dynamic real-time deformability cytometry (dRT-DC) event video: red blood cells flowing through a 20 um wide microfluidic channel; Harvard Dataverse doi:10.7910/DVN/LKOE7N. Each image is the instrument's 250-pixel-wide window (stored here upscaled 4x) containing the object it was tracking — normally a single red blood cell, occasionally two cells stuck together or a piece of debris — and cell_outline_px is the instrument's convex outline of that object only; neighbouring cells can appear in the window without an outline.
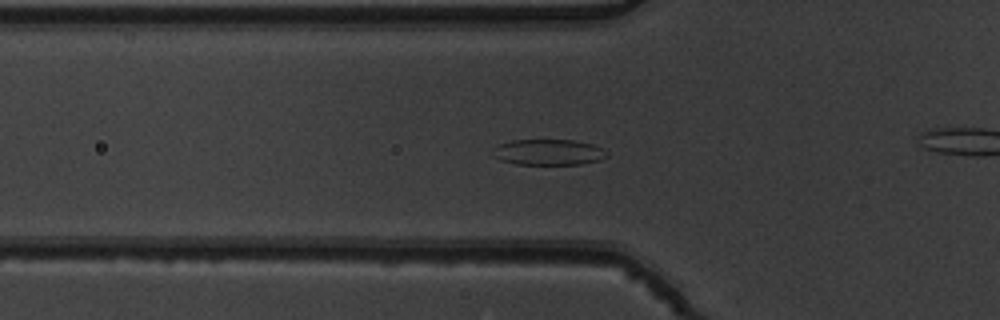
{"species": "common noctule bat (a hibernating species)", "species_latin": "Nyctalus noctula", "temperature_condition": "warm", "stored_images_in_passage": 39, "camera_frame_rate_fps": 3000, "um_per_image_px": 0.085, "animal": {"sex": "male", "body_mass_g": 19.5, "forearm_length_mm": 54.6}, "frame": {"image": 1, "passage_image": 4, "time_ms": 1.0, "image_size_px": [1000, 320], "cell_outline_px": [[608, 156], [600, 160], [580, 164], [516, 164], [500, 160], [492, 156], [488, 152], [492, 148], [500, 144], [512, 140], [572, 140], [592, 144], [608, 152]], "centroid_in_image_um": [46.55, 12.94], "position_along_channel_um": 79.2, "area_um2": 17.28}}
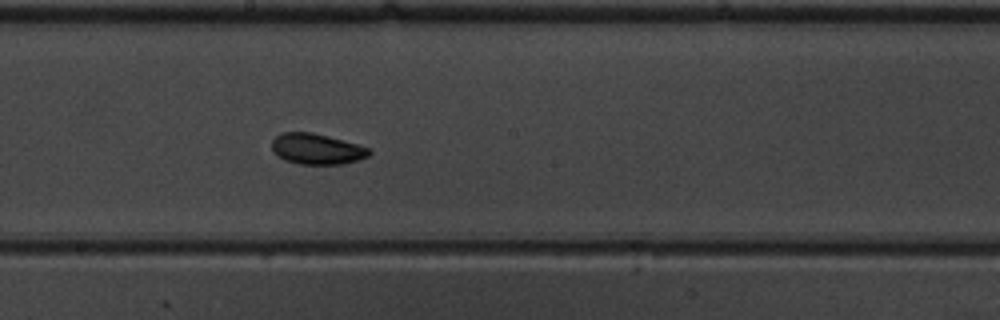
{"frame": {"image": 2, "passage_image": 15, "time_ms": 4.667, "image_size_px": [1000, 320], "cell_outline_px": [[372, 152], [368, 156], [360, 160], [344, 164], [300, 164], [284, 160], [272, 152], [272, 140], [280, 132], [312, 132], [328, 136], [356, 144], [368, 148]], "centroid_in_image_um": [26.9, 12.66], "position_along_channel_um": 221.3, "area_um2": 17.51}}
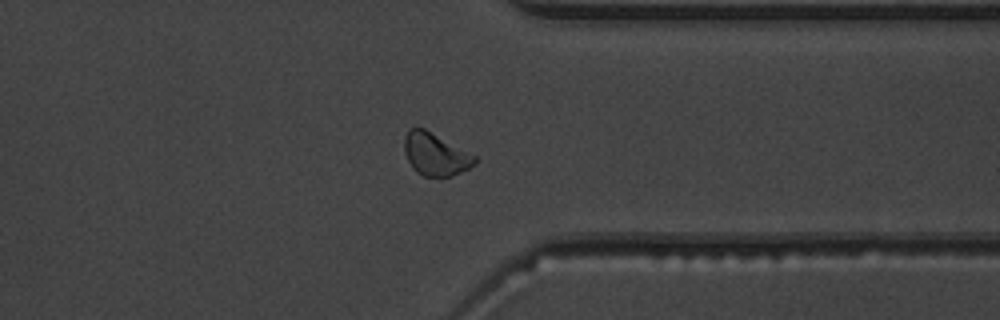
{"frame": {"image": 3, "passage_image": 27, "time_ms": 8.667, "image_size_px": [1000, 320], "cell_outline_px": [[480, 160], [476, 164], [452, 176], [424, 176], [416, 172], [412, 168], [404, 152], [404, 136], [408, 128], [424, 128], [476, 156]], "centroid_in_image_um": [37.0, 13.11], "position_along_channel_um": 374.4, "area_um2": 17.46}, "authors_computed_cell_mechanics": {"area_um2": 17.5134, "velocity_mm_per_s": 3.8733, "shape_relaxation_time_tau1_ms": 2.2096, "shape_relaxation_time_tau2_ms": 5.1863, "deformation_change_tau1": 0.103, "deformation_change_tau2": 0.1136}}